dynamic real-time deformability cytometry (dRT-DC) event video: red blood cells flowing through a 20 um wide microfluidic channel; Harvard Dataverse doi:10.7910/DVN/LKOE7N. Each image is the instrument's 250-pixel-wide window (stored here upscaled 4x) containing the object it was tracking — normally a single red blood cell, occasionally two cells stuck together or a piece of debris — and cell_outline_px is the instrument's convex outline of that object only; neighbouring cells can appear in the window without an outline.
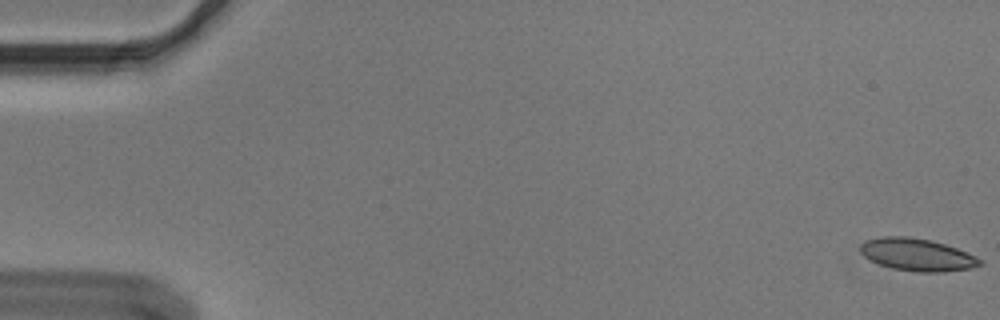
{"species": "Egyptian fruit bat (a non-hibernating species)", "species_latin": "Rousettus aegyptiacus", "temperature_condition": "cold", "stored_images_in_passage": 56, "camera_frame_rate_fps": 3000, "um_per_image_px": 0.085, "animal": {"sex": "male"}, "frame": {"image": 1, "passage_image": 1, "time_ms": 0.0, "image_size_px": [1000, 320], "cell_outline_px": [[984, 264], [968, 268], [940, 272], [920, 272], [892, 268], [880, 264], [864, 256], [860, 252], [860, 244], [864, 240], [880, 236], [908, 236], [928, 240], [944, 244], [968, 252], [980, 260]], "centroid_in_image_um": [77.91, 21.63], "position_along_channel_um": 7.1, "area_um2": 22.37}}
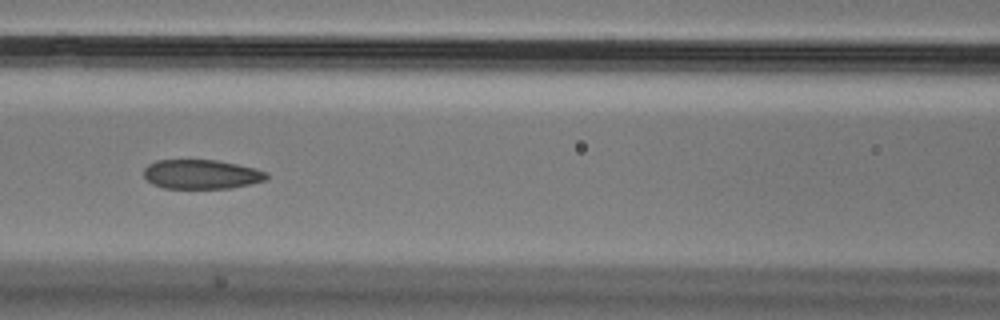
{"frame": {"image": 2, "passage_image": 25, "time_ms": 8.0, "image_size_px": [1000, 320], "cell_outline_px": [[268, 180], [252, 184], [232, 188], [164, 188], [152, 184], [144, 176], [144, 168], [148, 164], [156, 160], [216, 160], [256, 168], [268, 172]], "centroid_in_image_um": [17.16, 14.82], "position_along_channel_um": 149.4, "area_um2": 21.15}}
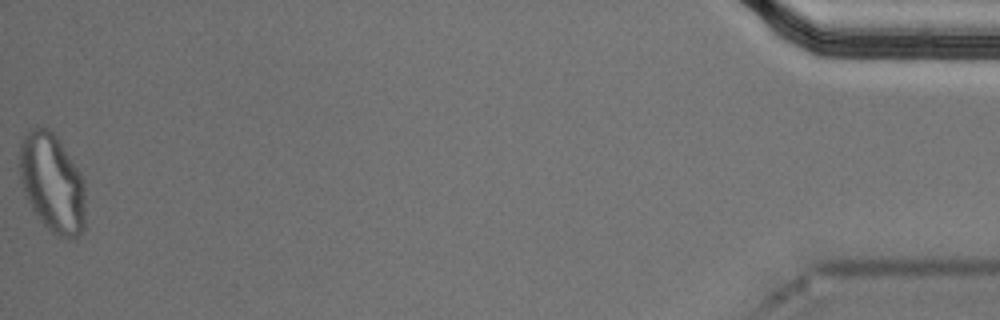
{"frame": {"image": 3, "passage_image": 56, "time_ms": 18.333, "image_size_px": [1000, 320], "cell_outline_px": [[84, 228], [76, 236], [56, 236], [40, 220], [32, 208], [24, 192], [20, 180], [20, 144], [24, 136], [36, 124], [48, 128], [60, 140], [84, 176]], "centroid_in_image_um": [4.44, 15.49], "position_along_channel_um": 430.8, "area_um2": 37.92}, "authors_computed_cell_mechanics": {"area_um2": 22.542, "velocity_mm_per_s": 3.6196, "shape_relaxation_time_tau1_ms": 10.9948, "shape_relaxation_time_tau2_ms": 1.8567, "deformation_change_tau1": 0.2069, "deformation_change_tau2": 0.0715}}